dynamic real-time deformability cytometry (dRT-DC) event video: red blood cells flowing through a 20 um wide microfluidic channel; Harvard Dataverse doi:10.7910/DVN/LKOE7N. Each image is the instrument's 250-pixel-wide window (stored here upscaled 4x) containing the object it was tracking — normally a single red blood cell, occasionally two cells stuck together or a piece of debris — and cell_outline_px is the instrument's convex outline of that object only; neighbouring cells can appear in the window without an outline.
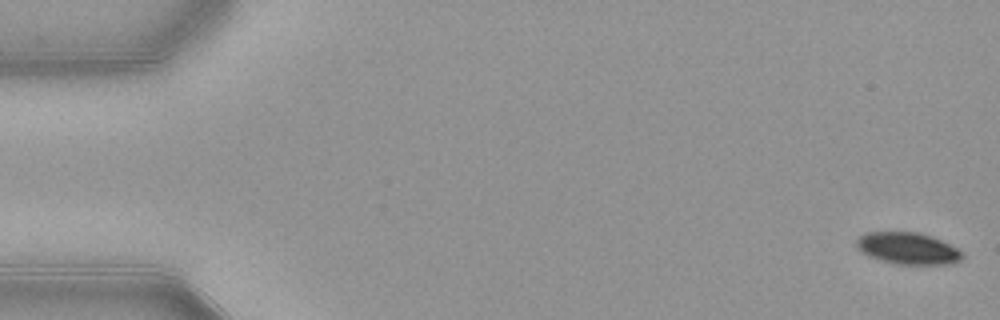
{"species": "common noctule bat (a hibernating species)", "species_latin": "Nyctalus noctula", "temperature_condition": "warm", "stored_images_in_passage": 53, "camera_frame_rate_fps": 3000, "um_per_image_px": 0.085, "animal": {"sex": "female", "body_mass_g": 21.9}, "frame": {"image": 1, "passage_image": 1, "time_ms": 0.0, "image_size_px": [1000, 320], "cell_outline_px": [[964, 256], [960, 260], [952, 264], [896, 264], [880, 260], [868, 256], [860, 252], [856, 248], [856, 240], [860, 236], [868, 232], [920, 232], [932, 236], [964, 252]], "centroid_in_image_um": [77.15, 21.11], "position_along_channel_um": 7.8, "area_um2": 19.71}}
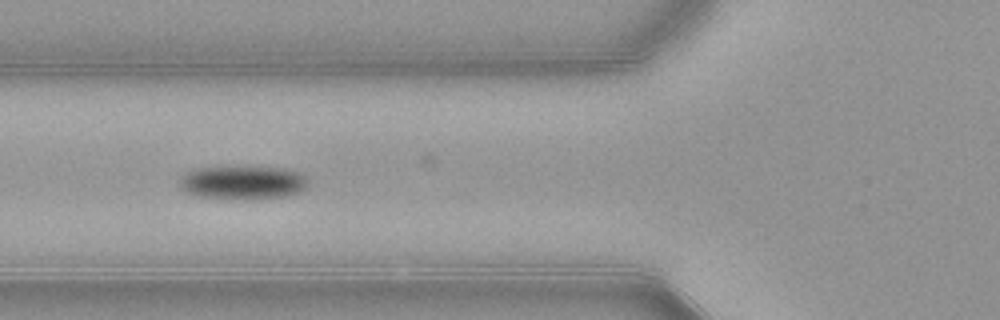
{"frame": {"image": 2, "passage_image": 20, "time_ms": 6.333, "image_size_px": [1000, 320], "cell_outline_px": [[308, 188], [300, 192], [288, 196], [260, 200], [244, 200], [200, 196], [184, 192], [180, 188], [180, 176], [192, 168], [228, 164], [284, 168], [300, 172], [308, 176]], "centroid_in_image_um": [20.66, 15.48], "position_along_channel_um": 105.1, "area_um2": 26.88}}
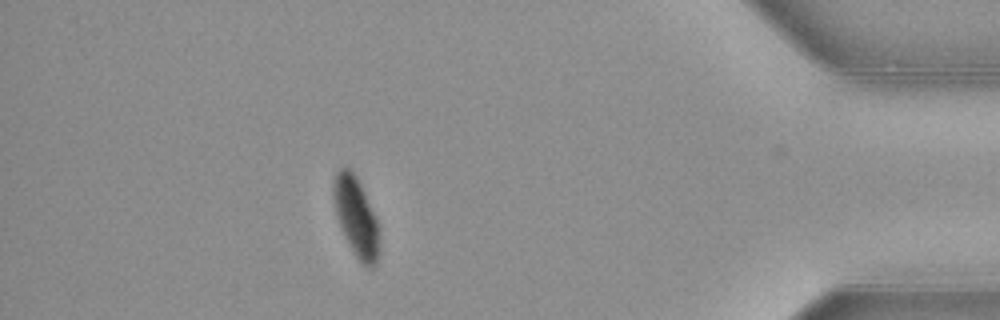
{"frame": {"image": 3, "passage_image": 47, "time_ms": 15.333, "image_size_px": [1000, 320], "cell_outline_px": [[380, 256], [376, 264], [372, 268], [368, 268], [352, 252], [344, 236], [336, 216], [332, 192], [332, 184], [336, 172], [344, 164], [352, 168], [380, 224]], "centroid_in_image_um": [30.29, 18.43], "position_along_channel_um": 404.9, "area_um2": 21.96}, "authors_computed_cell_mechanics": {"area_um2": 22.7732, "velocity_mm_per_s": 3.8844, "shape_relaxation_time_tau1_ms": 2.1897, "shape_relaxation_time_tau2_ms": null, "deformation_change_tau1": 0.1258, "deformation_change_tau2": null}}